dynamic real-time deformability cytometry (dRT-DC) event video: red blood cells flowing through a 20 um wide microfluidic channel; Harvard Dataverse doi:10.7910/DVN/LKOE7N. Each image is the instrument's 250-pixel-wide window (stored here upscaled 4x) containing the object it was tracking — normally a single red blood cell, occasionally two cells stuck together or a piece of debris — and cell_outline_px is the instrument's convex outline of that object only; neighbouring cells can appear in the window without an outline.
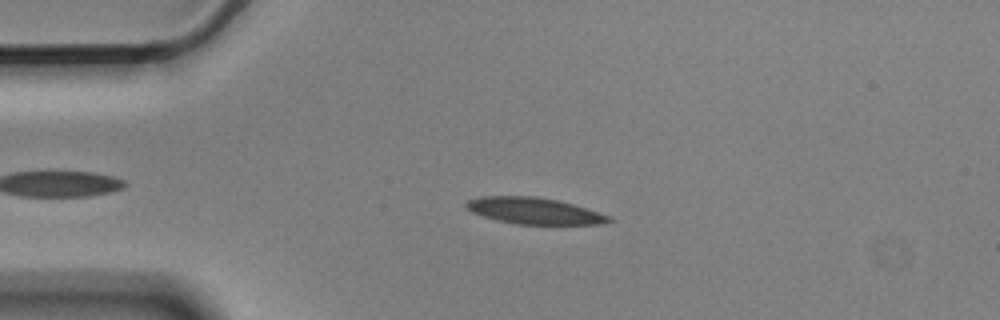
{"species": "Egyptian fruit bat (a non-hibernating species)", "species_latin": "Rousettus aegyptiacus", "temperature_condition": "cold", "stored_images_in_passage": 5, "camera_frame_rate_fps": 3000, "um_per_image_px": 0.085, "animal": {"sex": "male"}, "frame": {"image": 1, "passage_image": 3, "time_ms": 0.667, "image_size_px": [1000, 320], "cell_outline_px": [[612, 220], [608, 224], [516, 224], [496, 220], [472, 212], [464, 204], [468, 200], [480, 196], [536, 196], [556, 200], [572, 204], [612, 216]], "centroid_in_image_um": [45.42, 17.92], "position_along_channel_um": 39.6, "area_um2": 21.91}}
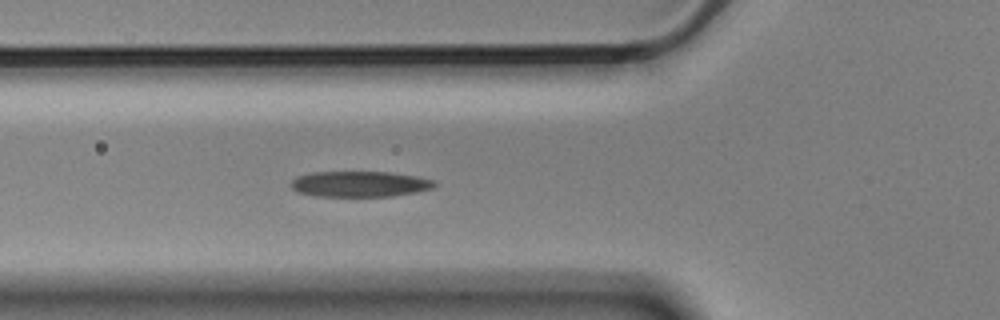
{"frame": {"image": 2, "passage_image": 5, "time_ms": 1.333, "image_size_px": [1000, 320], "cell_outline_px": [[436, 184], [432, 188], [416, 192], [392, 196], [316, 196], [296, 192], [288, 184], [296, 176], [312, 172], [388, 172], [416, 176], [436, 180]], "centroid_in_image_um": [30.54, 15.64], "position_along_channel_um": 95.3, "area_um2": 21.62}}